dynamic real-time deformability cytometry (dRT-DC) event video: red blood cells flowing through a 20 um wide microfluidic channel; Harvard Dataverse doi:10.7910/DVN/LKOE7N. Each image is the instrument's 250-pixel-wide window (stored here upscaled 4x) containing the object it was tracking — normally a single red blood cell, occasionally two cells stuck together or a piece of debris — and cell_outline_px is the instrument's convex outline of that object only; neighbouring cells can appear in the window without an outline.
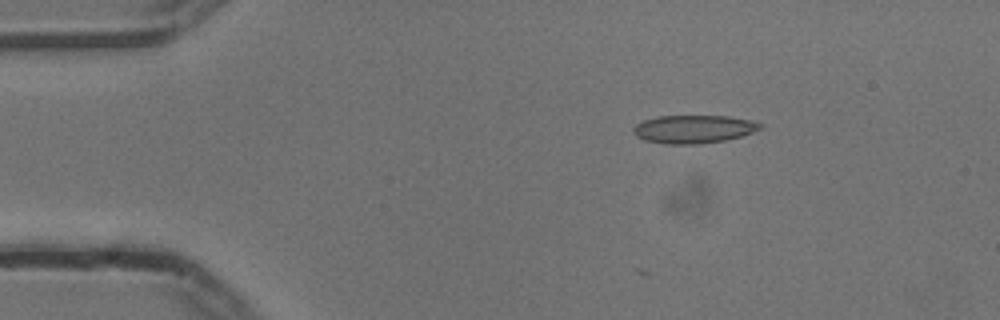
{"species": "common noctule bat (a hibernating species)", "species_latin": "Nyctalus noctula", "temperature_condition": "cold", "stored_images_in_passage": 47, "camera_frame_rate_fps": 3000, "um_per_image_px": 0.085, "animal": {"sex": "male", "body_mass_g": 13.3}, "frame": {"image": 1, "passage_image": 1, "time_ms": 0.0, "image_size_px": [1000, 320], "cell_outline_px": [[764, 128], [728, 140], [700, 144], [664, 144], [644, 140], [636, 136], [632, 132], [632, 128], [636, 124], [644, 120], [660, 116], [728, 116], [752, 120], [764, 124]], "centroid_in_image_um": [58.98, 10.98], "position_along_channel_um": 26.0, "area_um2": 21.04}}
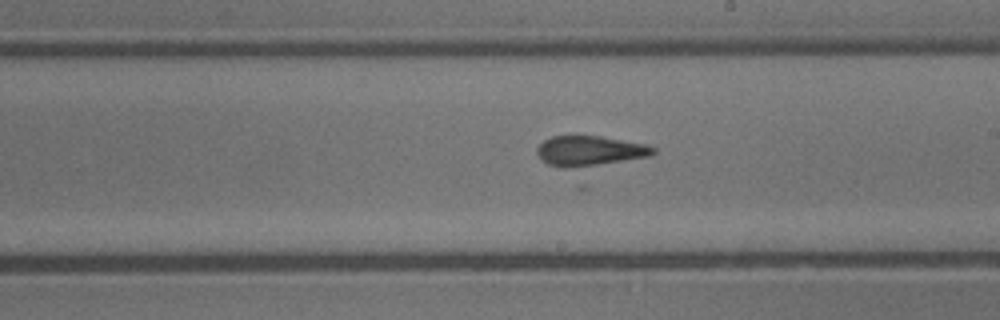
{"frame": {"image": 2, "passage_image": 23, "time_ms": 7.333, "image_size_px": [1000, 320], "cell_outline_px": [[656, 152], [652, 156], [584, 168], [560, 168], [548, 164], [540, 160], [536, 152], [536, 148], [544, 140], [552, 136], [600, 136], [644, 144], [656, 148]], "centroid_in_image_um": [50.12, 12.86], "position_along_channel_um": 238.9, "area_um2": 20.81}}
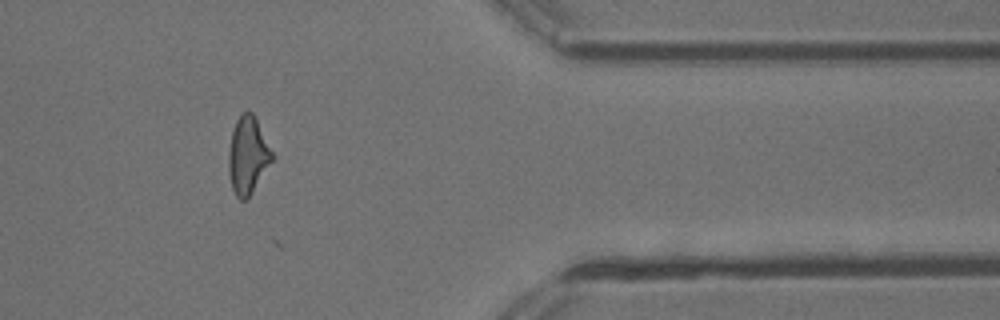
{"frame": {"image": 3, "passage_image": 37, "time_ms": 12.0, "image_size_px": [1000, 320], "cell_outline_px": [[276, 156], [248, 196], [244, 200], [240, 200], [236, 196], [232, 188], [228, 172], [228, 152], [232, 132], [236, 120], [244, 112], [252, 112]], "centroid_in_image_um": [21.07, 13.2], "position_along_channel_um": 390.3, "area_um2": 19.42}, "authors_computed_cell_mechanics": {"area_um2": 19.9988, "velocity_mm_per_s": 3.7342, "shape_relaxation_time_tau1_ms": 6.9194, "shape_relaxation_time_tau2_ms": 1.7948, "deformation_change_tau1": null, "deformation_change_tau2": 0.1057}}